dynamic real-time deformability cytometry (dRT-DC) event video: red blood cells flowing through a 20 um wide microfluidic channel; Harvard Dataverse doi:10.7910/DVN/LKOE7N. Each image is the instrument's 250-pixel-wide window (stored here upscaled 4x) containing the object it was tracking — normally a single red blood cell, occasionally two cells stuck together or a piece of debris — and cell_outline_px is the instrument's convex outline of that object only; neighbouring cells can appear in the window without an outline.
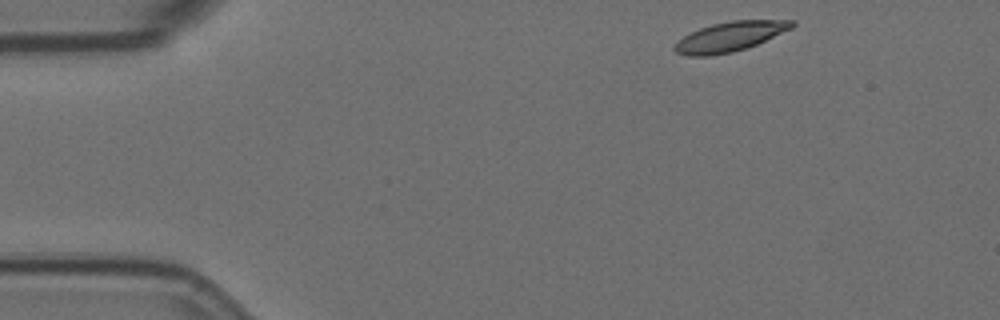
{"species": "Egyptian fruit bat (a non-hibernating species)", "species_latin": "Rousettus aegyptiacus", "temperature_condition": "room temperature", "stored_images_in_passage": 52, "camera_frame_rate_fps": 3000, "um_per_image_px": 0.085, "animal": {"sex": "female"}, "frame": {"image": 1, "passage_image": 1, "time_ms": 0.0, "image_size_px": [1000, 320], "cell_outline_px": [[796, 24], [792, 28], [748, 48], [732, 52], [712, 56], [688, 56], [676, 52], [672, 48], [684, 36], [700, 28], [712, 24], [732, 20], [796, 20]], "centroid_in_image_um": [62.07, 3.11], "position_along_channel_um": 22.9, "area_um2": 20.23}}
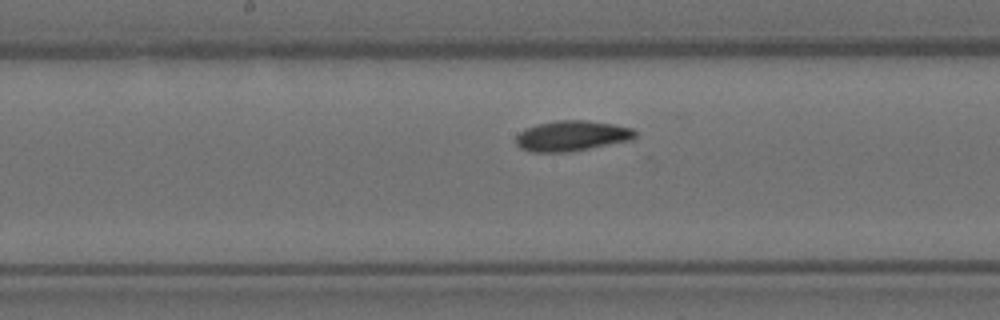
{"frame": {"image": 2, "passage_image": 23, "time_ms": 7.333, "image_size_px": [1000, 320], "cell_outline_px": [[636, 136], [632, 140], [568, 152], [532, 152], [520, 148], [516, 144], [516, 136], [524, 128], [536, 124], [556, 120], [588, 120], [612, 124], [632, 128], [636, 132]], "centroid_in_image_um": [48.58, 11.54], "position_along_channel_um": 199.6, "area_um2": 21.21}}
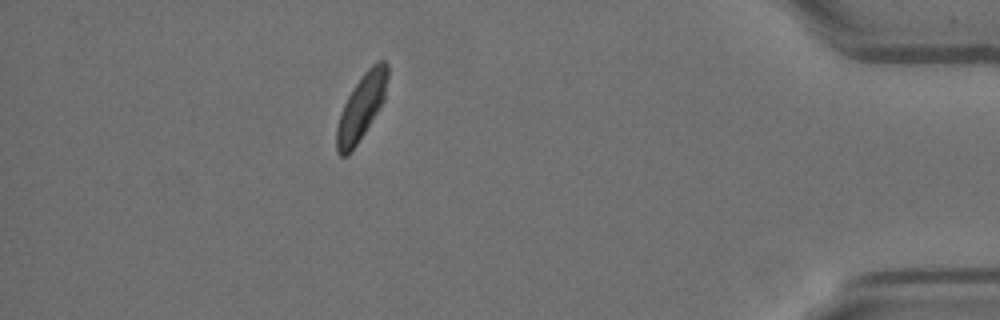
{"frame": {"image": 3, "passage_image": 45, "time_ms": 14.667, "image_size_px": [1000, 320], "cell_outline_px": [[388, 76], [384, 100], [380, 108], [348, 156], [340, 156], [336, 152], [336, 128], [340, 112], [352, 88], [364, 72], [372, 64], [380, 60], [384, 60], [388, 64]], "centroid_in_image_um": [30.71, 9.09], "position_along_channel_um": 404.5, "area_um2": 19.42}, "authors_computed_cell_mechanics": {"area_um2": 20.3456, "velocity_mm_per_s": 3.4629, "shape_relaxation_time_tau1_ms": 5.0651, "shape_relaxation_time_tau2_ms": null, "deformation_change_tau1": 0.1524, "deformation_change_tau2": null}}